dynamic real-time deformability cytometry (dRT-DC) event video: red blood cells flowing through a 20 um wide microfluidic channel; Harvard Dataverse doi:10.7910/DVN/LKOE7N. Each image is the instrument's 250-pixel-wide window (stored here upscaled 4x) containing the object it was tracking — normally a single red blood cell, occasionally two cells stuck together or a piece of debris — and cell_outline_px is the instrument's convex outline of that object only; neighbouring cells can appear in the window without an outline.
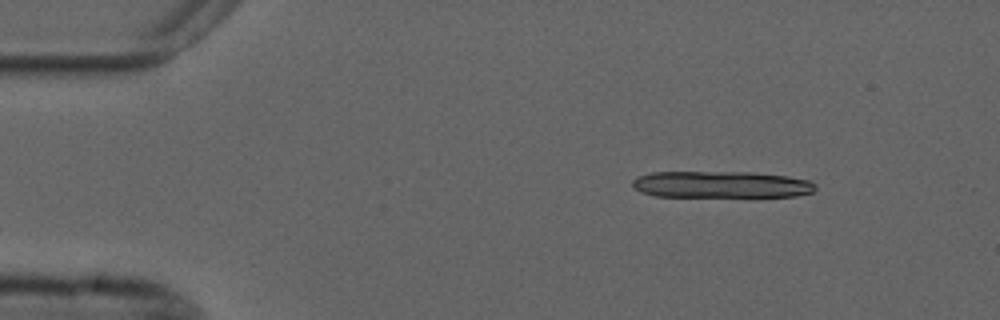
{"species": "common noctule bat (a hibernating species)", "species_latin": "Nyctalus noctula", "temperature_condition": "cold", "stored_images_in_passage": 9, "camera_frame_rate_fps": 3000, "um_per_image_px": 0.085, "animal": {"sex": "male", "forearm_length_mm": 52.5}, "frame": {"image": 1, "passage_image": 1, "time_ms": 0.0, "image_size_px": [1000, 320], "cell_outline_px": [[816, 188], [812, 192], [796, 196], [656, 196], [640, 192], [632, 184], [632, 180], [636, 176], [652, 172], [756, 172], [788, 176], [808, 180], [816, 184]], "centroid_in_image_um": [61.3, 15.67], "position_along_channel_um": 23.7, "area_um2": 28.5}}